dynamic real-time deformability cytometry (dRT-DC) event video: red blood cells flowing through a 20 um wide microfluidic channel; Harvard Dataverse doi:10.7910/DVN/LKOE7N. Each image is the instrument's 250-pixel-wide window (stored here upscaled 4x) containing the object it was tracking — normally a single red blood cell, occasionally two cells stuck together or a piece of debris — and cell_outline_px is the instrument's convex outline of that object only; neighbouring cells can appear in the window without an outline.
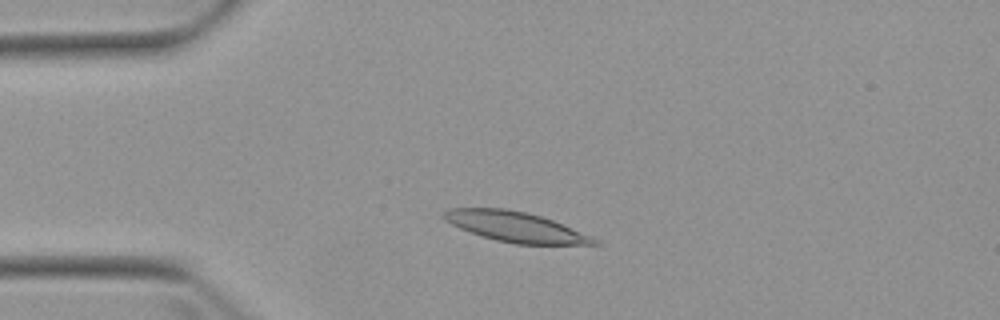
{"species": "Egyptian fruit bat (a non-hibernating species)", "species_latin": "Rousettus aegyptiacus", "temperature_condition": "warm", "stored_images_in_passage": 5, "camera_frame_rate_fps": 3000, "um_per_image_px": 0.085, "animal": {"sex": "female"}, "frame": {"image": 1, "passage_image": 2, "time_ms": 1.0, "image_size_px": [1000, 320], "cell_outline_px": [[604, 244], [516, 244], [496, 240], [460, 228], [444, 220], [440, 216], [448, 208], [504, 208], [528, 212], [552, 220], [592, 236], [600, 240]], "centroid_in_image_um": [43.83, 19.27], "position_along_channel_um": 41.2, "area_um2": 26.24}}
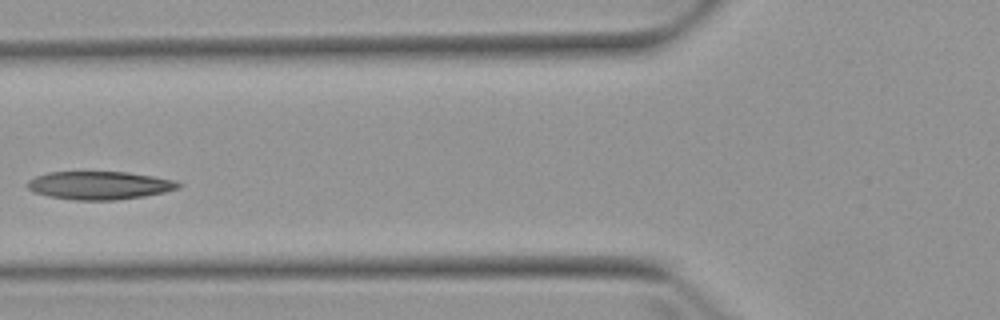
{"frame": {"image": 2, "passage_image": 4, "time_ms": 3.667, "image_size_px": [1000, 320], "cell_outline_px": [[184, 184], [180, 188], [164, 192], [144, 196], [116, 200], [76, 200], [48, 196], [32, 192], [28, 188], [28, 180], [36, 176], [48, 172], [128, 172], [176, 180]], "centroid_in_image_um": [8.48, 15.75], "position_along_channel_um": 117.3, "area_um2": 24.85}}
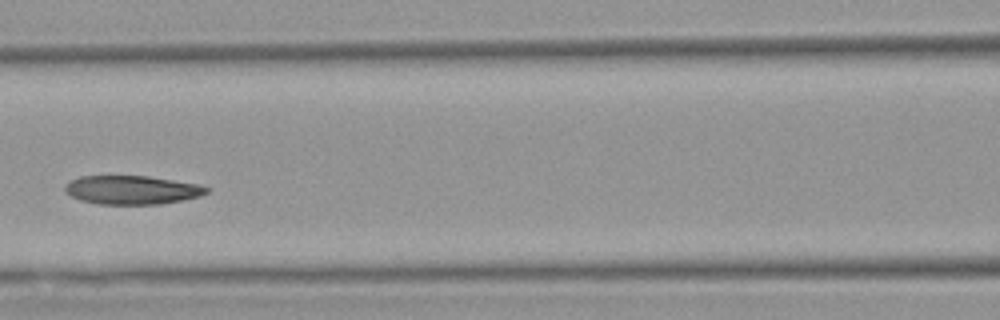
{"frame": {"image": 3, "passage_image": 5, "time_ms": 4.667, "image_size_px": [1000, 320], "cell_outline_px": [[212, 188], [208, 192], [200, 196], [160, 204], [96, 204], [80, 200], [64, 192], [64, 184], [80, 176], [148, 176], [196, 184]], "centroid_in_image_um": [11.18, 16.14], "position_along_channel_um": 155.4, "area_um2": 23.64}}